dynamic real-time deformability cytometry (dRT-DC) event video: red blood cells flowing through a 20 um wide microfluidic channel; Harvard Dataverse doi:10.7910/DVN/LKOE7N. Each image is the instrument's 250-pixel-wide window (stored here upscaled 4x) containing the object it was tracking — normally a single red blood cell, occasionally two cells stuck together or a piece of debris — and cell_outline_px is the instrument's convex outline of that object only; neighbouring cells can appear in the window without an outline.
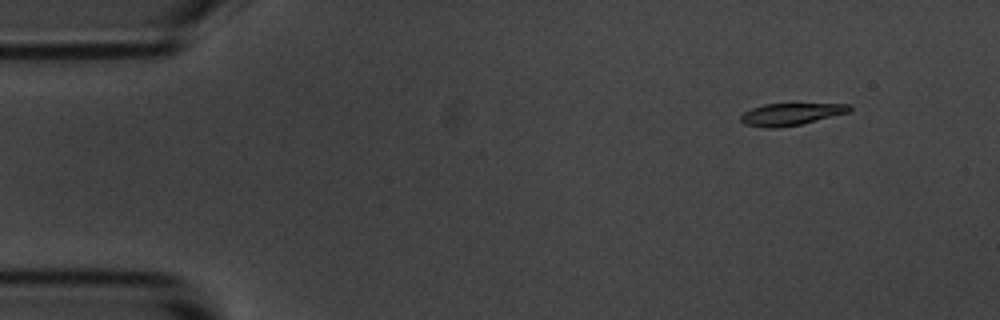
{"species": "common noctule bat (a hibernating species)", "species_latin": "Nyctalus noctula", "temperature_condition": "room temperature", "stored_images_in_passage": 6, "segment_of_instrument_passage": [2, 2], "camera_frame_rate_fps": 3000, "um_per_image_px": 0.085, "animal": {"sex": "male", "body_mass_g": 20.1, "forearm_length_mm": 53.5}, "frame": {"image": 1, "passage_image": 6, "time_ms": 6.333, "image_size_px": [1000, 320], "cell_outline_px": [[852, 108], [848, 112], [800, 124], [776, 128], [764, 128], [744, 124], [740, 120], [740, 116], [744, 112], [752, 108], [764, 104], [852, 104]], "centroid_in_image_um": [67.18, 9.71], "position_along_channel_um": 17.8, "area_um2": 13.81}}